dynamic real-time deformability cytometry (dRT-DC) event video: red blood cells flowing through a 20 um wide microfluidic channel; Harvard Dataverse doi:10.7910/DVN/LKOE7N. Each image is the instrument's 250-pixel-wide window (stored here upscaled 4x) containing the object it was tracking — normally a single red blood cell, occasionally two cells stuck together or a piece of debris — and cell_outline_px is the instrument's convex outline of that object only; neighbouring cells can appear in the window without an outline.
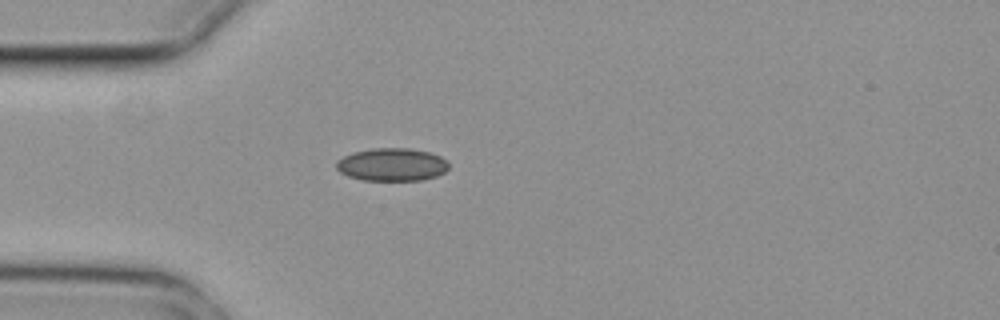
{"species": "common noctule bat (a hibernating species)", "species_latin": "Nyctalus noctula", "temperature_condition": "cold", "stored_images_in_passage": 1, "camera_frame_rate_fps": 3000, "um_per_image_px": 0.085, "animal": {"sex": "female", "body_mass_g": 29.2, "forearm_length_mm": 56.3}, "frame": {"image": 1, "passage_image": 1, "time_ms": 0.0, "image_size_px": [1000, 320], "cell_outline_px": [[448, 168], [444, 172], [436, 176], [420, 180], [364, 180], [348, 176], [340, 172], [336, 168], [336, 160], [352, 152], [372, 148], [408, 148], [428, 152], [440, 156], [448, 160]], "centroid_in_image_um": [33.3, 13.98], "position_along_channel_um": 51.7, "area_um2": 21.56}}